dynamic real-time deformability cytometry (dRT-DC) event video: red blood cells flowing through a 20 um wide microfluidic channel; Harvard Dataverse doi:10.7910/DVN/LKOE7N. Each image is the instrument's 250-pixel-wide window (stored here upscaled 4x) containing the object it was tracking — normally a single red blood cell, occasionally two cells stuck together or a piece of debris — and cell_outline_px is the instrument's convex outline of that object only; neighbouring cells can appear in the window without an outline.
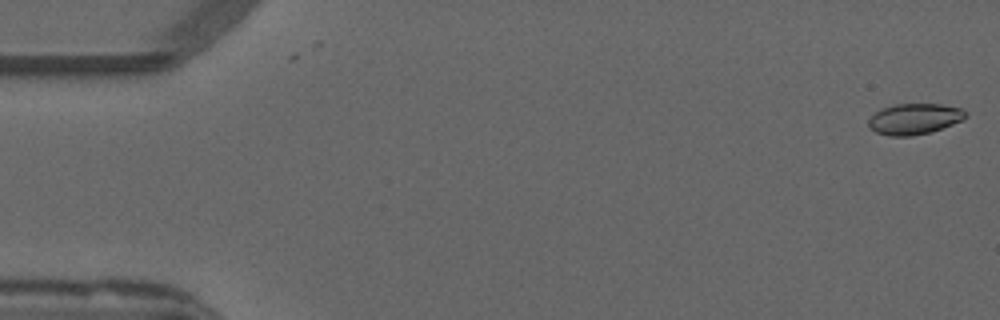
{"species": "common noctule bat (a hibernating species)", "species_latin": "Nyctalus noctula", "temperature_condition": "warm", "stored_images_in_passage": 2, "camera_frame_rate_fps": 3000, "um_per_image_px": 0.085, "animal": {"sex": "male", "forearm_length_mm": 52.5}, "frame": {"image": 1, "passage_image": 2, "time_ms": 0.333, "image_size_px": [1000, 320], "cell_outline_px": [[968, 116], [964, 120], [932, 132], [912, 136], [888, 136], [876, 132], [868, 124], [868, 120], [880, 108], [896, 104], [940, 104], [964, 108], [968, 112]], "centroid_in_image_um": [77.79, 10.1], "position_along_channel_um": 7.2, "area_um2": 17.74}}